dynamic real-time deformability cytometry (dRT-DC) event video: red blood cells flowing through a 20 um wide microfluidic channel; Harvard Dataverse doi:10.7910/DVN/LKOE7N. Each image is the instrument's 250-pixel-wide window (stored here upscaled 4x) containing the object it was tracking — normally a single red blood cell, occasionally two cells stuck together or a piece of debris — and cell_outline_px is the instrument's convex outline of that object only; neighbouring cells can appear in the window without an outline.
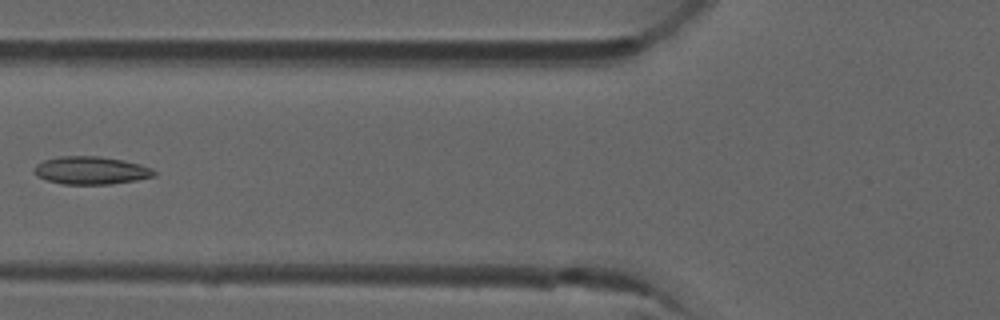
{"species": "common noctule bat (a hibernating species)", "species_latin": "Nyctalus noctula", "temperature_condition": "room temperature", "stored_images_in_passage": 6, "camera_frame_rate_fps": 3000, "um_per_image_px": 0.085, "animal": {"sex": "male", "forearm_length_mm": 52.5}, "frame": {"image": 1, "passage_image": 6, "time_ms": 1.667, "image_size_px": [1000, 320], "cell_outline_px": [[156, 176], [136, 180], [108, 184], [64, 184], [48, 180], [36, 176], [36, 164], [44, 160], [60, 156], [100, 156], [140, 164], [152, 168], [156, 172]], "centroid_in_image_um": [7.76, 14.48], "position_along_channel_um": 118.0, "area_um2": 19.25}}